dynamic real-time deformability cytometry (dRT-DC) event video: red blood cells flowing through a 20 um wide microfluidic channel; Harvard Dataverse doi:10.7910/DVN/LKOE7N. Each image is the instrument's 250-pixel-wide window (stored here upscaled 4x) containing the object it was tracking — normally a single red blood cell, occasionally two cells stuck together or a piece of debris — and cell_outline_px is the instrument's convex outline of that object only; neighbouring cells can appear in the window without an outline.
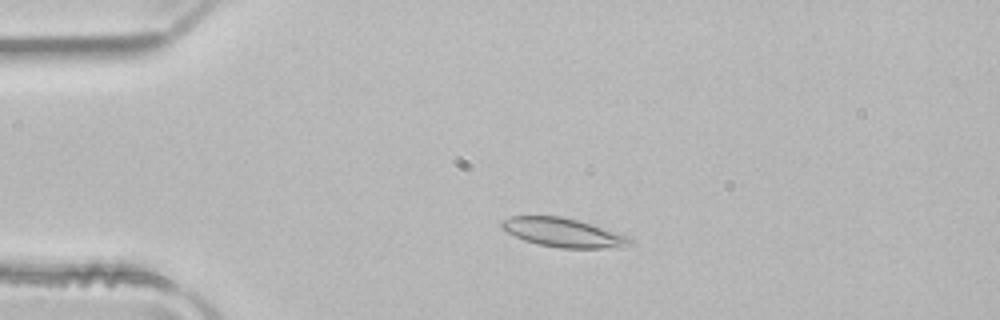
{"species": "common noctule bat (a hibernating species)", "species_latin": "Nyctalus noctula", "temperature_condition": "room temperature", "stored_images_in_passage": 49, "camera_frame_rate_fps": 3000, "um_per_image_px": 0.085, "animal": {"sex": "male", "body_mass_g": 21.5, "forearm_length_mm": 52.0}, "frame": {"image": 1, "passage_image": 9, "time_ms": 2.667, "image_size_px": [1000, 320], "cell_outline_px": [[632, 244], [620, 248], [560, 248], [540, 244], [524, 240], [500, 228], [500, 220], [512, 216], [560, 216], [576, 220], [624, 236], [632, 240]], "centroid_in_image_um": [47.79, 19.77], "position_along_channel_um": 37.2, "area_um2": 21.1}}
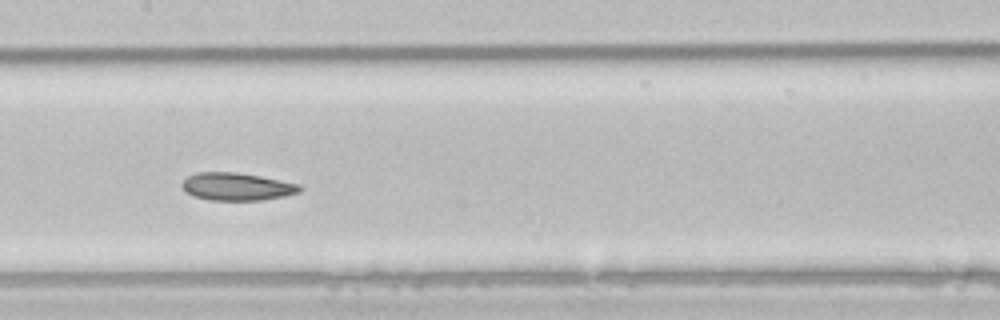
{"frame": {"image": 2, "passage_image": 23, "time_ms": 7.333, "image_size_px": [1000, 320], "cell_outline_px": [[304, 188], [300, 192], [284, 196], [260, 200], [208, 200], [192, 196], [184, 192], [180, 184], [188, 176], [196, 172], [236, 172], [260, 176], [300, 184]], "centroid_in_image_um": [20.11, 15.86], "position_along_channel_um": 187.3, "area_um2": 19.19}}
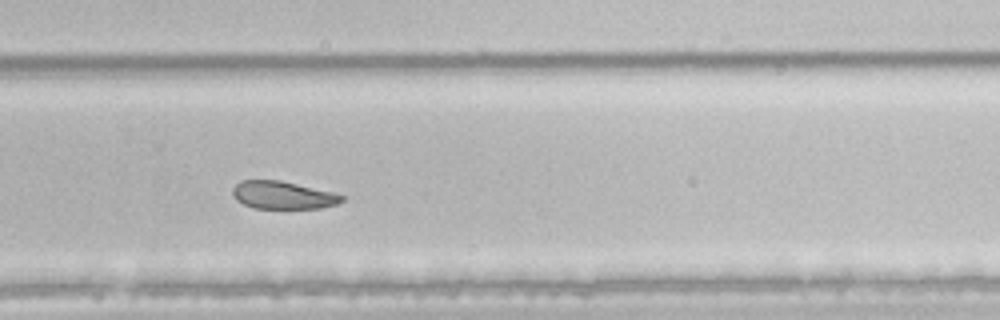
{"frame": {"image": 3, "passage_image": 32, "time_ms": 10.333, "image_size_px": [1000, 320], "cell_outline_px": [[344, 200], [336, 204], [320, 208], [252, 208], [236, 200], [232, 192], [232, 188], [240, 180], [280, 180], [332, 192], [344, 196]], "centroid_in_image_um": [24.01, 16.58], "position_along_channel_um": 305.8, "area_um2": 17.57}, "authors_computed_cell_mechanics": {"area_um2": 21.386, "velocity_mm_per_s": 3.9751, "shape_relaxation_time_tau1_ms": 6.1901, "shape_relaxation_time_tau2_ms": 4.0072, "deformation_change_tau1": 0.1276, "deformation_change_tau2": 0.083}}